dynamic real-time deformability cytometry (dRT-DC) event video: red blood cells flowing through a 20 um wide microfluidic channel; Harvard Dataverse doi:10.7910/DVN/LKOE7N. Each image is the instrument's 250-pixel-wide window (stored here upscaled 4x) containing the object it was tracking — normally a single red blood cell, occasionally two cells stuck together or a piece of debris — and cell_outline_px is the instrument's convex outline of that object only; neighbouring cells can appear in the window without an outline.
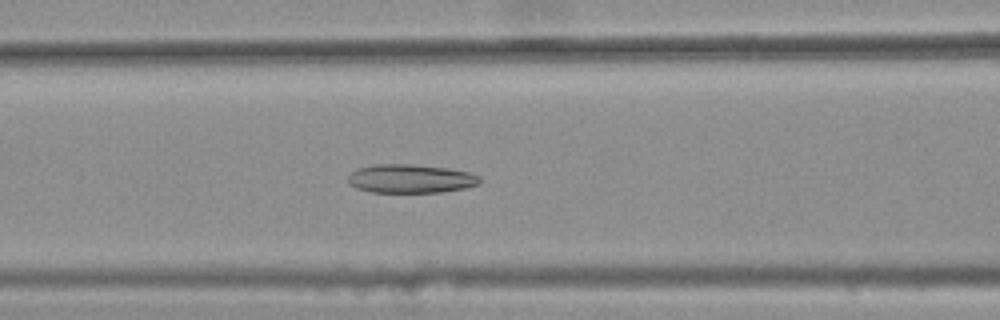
{"species": "common noctule bat (a hibernating species)", "species_latin": "Nyctalus noctula", "temperature_condition": "warm", "stored_images_in_passage": 44, "camera_frame_rate_fps": 3000, "um_per_image_px": 0.085, "animal": {"sex": "female", "body_mass_g": 25.1}, "frame": {"image": 1, "passage_image": 20, "time_ms": 6.333, "image_size_px": [1000, 320], "cell_outline_px": [[480, 184], [464, 188], [440, 192], [372, 192], [356, 188], [348, 184], [348, 176], [356, 168], [376, 164], [408, 164], [448, 168], [468, 172], [480, 176]], "centroid_in_image_um": [34.88, 15.18], "position_along_channel_um": 131.7, "area_um2": 22.02}}
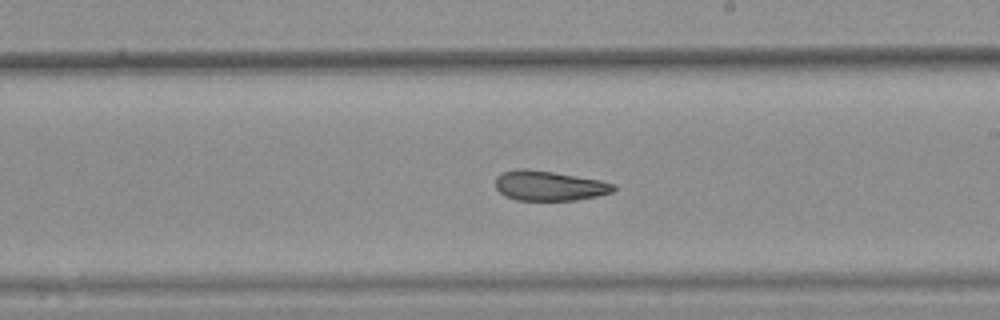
{"frame": {"image": 2, "passage_image": 29, "time_ms": 9.333, "image_size_px": [1000, 320], "cell_outline_px": [[616, 188], [612, 192], [596, 196], [576, 200], [516, 200], [504, 196], [496, 188], [496, 176], [504, 172], [516, 168], [528, 168], [600, 180], [616, 184]], "centroid_in_image_um": [46.66, 15.78], "position_along_channel_um": 242.3, "area_um2": 20.58}}
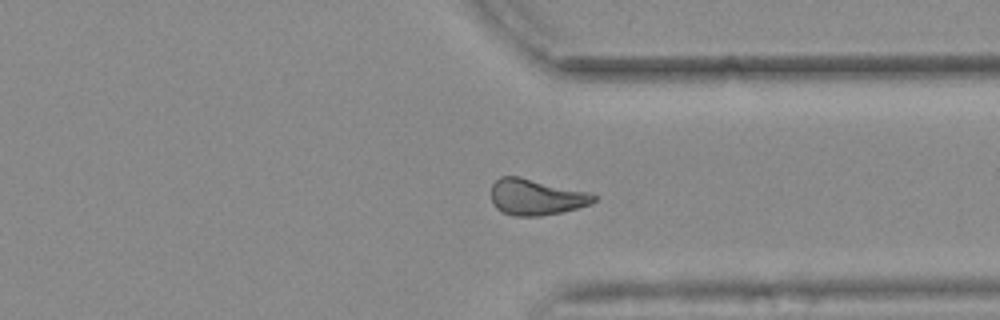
{"frame": {"image": 3, "passage_image": 39, "time_ms": 12.667, "image_size_px": [1000, 320], "cell_outline_px": [[596, 200], [592, 204], [560, 212], [540, 216], [516, 216], [500, 212], [492, 204], [492, 184], [500, 176], [520, 176], [588, 192], [596, 196]], "centroid_in_image_um": [45.54, 16.75], "position_along_channel_um": 365.9, "area_um2": 21.62}, "authors_computed_cell_mechanics": {"area_um2": 21.964, "velocity_mm_per_s": 3.692, "shape_relaxation_time_tau1_ms": null, "shape_relaxation_time_tau2_ms": 3.8164, "deformation_change_tau1": null, "deformation_change_tau2": 0.1149}}